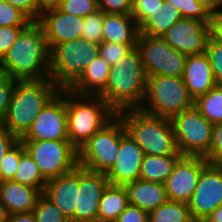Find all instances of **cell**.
I'll return each instance as SVG.
<instances>
[{"label":"cell","mask_w":222,"mask_h":222,"mask_svg":"<svg viewBox=\"0 0 222 222\" xmlns=\"http://www.w3.org/2000/svg\"><path fill=\"white\" fill-rule=\"evenodd\" d=\"M0 69L14 80L50 78V50L42 26L31 22L0 61Z\"/></svg>","instance_id":"obj_1"},{"label":"cell","mask_w":222,"mask_h":222,"mask_svg":"<svg viewBox=\"0 0 222 222\" xmlns=\"http://www.w3.org/2000/svg\"><path fill=\"white\" fill-rule=\"evenodd\" d=\"M147 75L140 51L134 47L111 66L105 90L99 95L118 114L140 109L146 94Z\"/></svg>","instance_id":"obj_2"},{"label":"cell","mask_w":222,"mask_h":222,"mask_svg":"<svg viewBox=\"0 0 222 222\" xmlns=\"http://www.w3.org/2000/svg\"><path fill=\"white\" fill-rule=\"evenodd\" d=\"M61 89L50 79L15 80V87L0 126L21 139L38 113Z\"/></svg>","instance_id":"obj_3"},{"label":"cell","mask_w":222,"mask_h":222,"mask_svg":"<svg viewBox=\"0 0 222 222\" xmlns=\"http://www.w3.org/2000/svg\"><path fill=\"white\" fill-rule=\"evenodd\" d=\"M117 115L144 155H182L176 144L171 119L150 115L141 109L123 110Z\"/></svg>","instance_id":"obj_4"},{"label":"cell","mask_w":222,"mask_h":222,"mask_svg":"<svg viewBox=\"0 0 222 222\" xmlns=\"http://www.w3.org/2000/svg\"><path fill=\"white\" fill-rule=\"evenodd\" d=\"M66 111L68 138L77 149L117 115L100 96L78 95L69 89Z\"/></svg>","instance_id":"obj_5"},{"label":"cell","mask_w":222,"mask_h":222,"mask_svg":"<svg viewBox=\"0 0 222 222\" xmlns=\"http://www.w3.org/2000/svg\"><path fill=\"white\" fill-rule=\"evenodd\" d=\"M99 46L82 37L56 45L50 51V79L61 90L69 89L99 55Z\"/></svg>","instance_id":"obj_6"},{"label":"cell","mask_w":222,"mask_h":222,"mask_svg":"<svg viewBox=\"0 0 222 222\" xmlns=\"http://www.w3.org/2000/svg\"><path fill=\"white\" fill-rule=\"evenodd\" d=\"M145 105L141 110L147 114L172 119L177 114L194 106L183 77L147 76Z\"/></svg>","instance_id":"obj_7"},{"label":"cell","mask_w":222,"mask_h":222,"mask_svg":"<svg viewBox=\"0 0 222 222\" xmlns=\"http://www.w3.org/2000/svg\"><path fill=\"white\" fill-rule=\"evenodd\" d=\"M120 148V117L116 115L78 149V165L107 173L114 165Z\"/></svg>","instance_id":"obj_8"},{"label":"cell","mask_w":222,"mask_h":222,"mask_svg":"<svg viewBox=\"0 0 222 222\" xmlns=\"http://www.w3.org/2000/svg\"><path fill=\"white\" fill-rule=\"evenodd\" d=\"M22 142L47 181L78 166V149L69 140Z\"/></svg>","instance_id":"obj_9"},{"label":"cell","mask_w":222,"mask_h":222,"mask_svg":"<svg viewBox=\"0 0 222 222\" xmlns=\"http://www.w3.org/2000/svg\"><path fill=\"white\" fill-rule=\"evenodd\" d=\"M176 144L183 156L204 157L211 145L213 124L193 106L171 119Z\"/></svg>","instance_id":"obj_10"},{"label":"cell","mask_w":222,"mask_h":222,"mask_svg":"<svg viewBox=\"0 0 222 222\" xmlns=\"http://www.w3.org/2000/svg\"><path fill=\"white\" fill-rule=\"evenodd\" d=\"M136 47L147 76L183 77L187 55L174 49L161 37L139 34Z\"/></svg>","instance_id":"obj_11"},{"label":"cell","mask_w":222,"mask_h":222,"mask_svg":"<svg viewBox=\"0 0 222 222\" xmlns=\"http://www.w3.org/2000/svg\"><path fill=\"white\" fill-rule=\"evenodd\" d=\"M21 141L69 140L66 89L60 90L38 113Z\"/></svg>","instance_id":"obj_12"},{"label":"cell","mask_w":222,"mask_h":222,"mask_svg":"<svg viewBox=\"0 0 222 222\" xmlns=\"http://www.w3.org/2000/svg\"><path fill=\"white\" fill-rule=\"evenodd\" d=\"M222 205V172L215 163H208L200 175L188 207L194 221L206 218Z\"/></svg>","instance_id":"obj_13"},{"label":"cell","mask_w":222,"mask_h":222,"mask_svg":"<svg viewBox=\"0 0 222 222\" xmlns=\"http://www.w3.org/2000/svg\"><path fill=\"white\" fill-rule=\"evenodd\" d=\"M208 163L204 157L182 156L164 182L168 201L188 203Z\"/></svg>","instance_id":"obj_14"},{"label":"cell","mask_w":222,"mask_h":222,"mask_svg":"<svg viewBox=\"0 0 222 222\" xmlns=\"http://www.w3.org/2000/svg\"><path fill=\"white\" fill-rule=\"evenodd\" d=\"M161 38L185 55L203 54L206 53L210 38V23L182 18Z\"/></svg>","instance_id":"obj_15"},{"label":"cell","mask_w":222,"mask_h":222,"mask_svg":"<svg viewBox=\"0 0 222 222\" xmlns=\"http://www.w3.org/2000/svg\"><path fill=\"white\" fill-rule=\"evenodd\" d=\"M38 23L51 51L58 44L81 38L84 18L67 14L52 4L43 7Z\"/></svg>","instance_id":"obj_16"},{"label":"cell","mask_w":222,"mask_h":222,"mask_svg":"<svg viewBox=\"0 0 222 222\" xmlns=\"http://www.w3.org/2000/svg\"><path fill=\"white\" fill-rule=\"evenodd\" d=\"M143 157V150L126 132L120 118V148L114 165L106 173L109 183L124 186L139 180Z\"/></svg>","instance_id":"obj_17"},{"label":"cell","mask_w":222,"mask_h":222,"mask_svg":"<svg viewBox=\"0 0 222 222\" xmlns=\"http://www.w3.org/2000/svg\"><path fill=\"white\" fill-rule=\"evenodd\" d=\"M109 184L105 173L92 172L79 165L78 209H75V222H98L99 201Z\"/></svg>","instance_id":"obj_18"},{"label":"cell","mask_w":222,"mask_h":222,"mask_svg":"<svg viewBox=\"0 0 222 222\" xmlns=\"http://www.w3.org/2000/svg\"><path fill=\"white\" fill-rule=\"evenodd\" d=\"M79 165L72 171L47 181L43 195L53 202L61 212L75 222L78 209Z\"/></svg>","instance_id":"obj_19"},{"label":"cell","mask_w":222,"mask_h":222,"mask_svg":"<svg viewBox=\"0 0 222 222\" xmlns=\"http://www.w3.org/2000/svg\"><path fill=\"white\" fill-rule=\"evenodd\" d=\"M183 80L194 100L217 85L207 53L187 55Z\"/></svg>","instance_id":"obj_20"},{"label":"cell","mask_w":222,"mask_h":222,"mask_svg":"<svg viewBox=\"0 0 222 222\" xmlns=\"http://www.w3.org/2000/svg\"><path fill=\"white\" fill-rule=\"evenodd\" d=\"M42 192L21 183L11 181L0 182V203L9 215L23 212H33Z\"/></svg>","instance_id":"obj_21"},{"label":"cell","mask_w":222,"mask_h":222,"mask_svg":"<svg viewBox=\"0 0 222 222\" xmlns=\"http://www.w3.org/2000/svg\"><path fill=\"white\" fill-rule=\"evenodd\" d=\"M128 202L148 213L168 201L165 186L162 183L136 180L124 185Z\"/></svg>","instance_id":"obj_22"},{"label":"cell","mask_w":222,"mask_h":222,"mask_svg":"<svg viewBox=\"0 0 222 222\" xmlns=\"http://www.w3.org/2000/svg\"><path fill=\"white\" fill-rule=\"evenodd\" d=\"M110 69L111 65L98 55L69 90L78 95L99 96L105 90Z\"/></svg>","instance_id":"obj_23"},{"label":"cell","mask_w":222,"mask_h":222,"mask_svg":"<svg viewBox=\"0 0 222 222\" xmlns=\"http://www.w3.org/2000/svg\"><path fill=\"white\" fill-rule=\"evenodd\" d=\"M139 27L128 14L105 13L102 42L137 44Z\"/></svg>","instance_id":"obj_24"},{"label":"cell","mask_w":222,"mask_h":222,"mask_svg":"<svg viewBox=\"0 0 222 222\" xmlns=\"http://www.w3.org/2000/svg\"><path fill=\"white\" fill-rule=\"evenodd\" d=\"M128 205L126 188L109 184L99 201L98 222H115Z\"/></svg>","instance_id":"obj_25"},{"label":"cell","mask_w":222,"mask_h":222,"mask_svg":"<svg viewBox=\"0 0 222 222\" xmlns=\"http://www.w3.org/2000/svg\"><path fill=\"white\" fill-rule=\"evenodd\" d=\"M182 156L183 155H144L140 169V180L164 184L172 173L175 164Z\"/></svg>","instance_id":"obj_26"},{"label":"cell","mask_w":222,"mask_h":222,"mask_svg":"<svg viewBox=\"0 0 222 222\" xmlns=\"http://www.w3.org/2000/svg\"><path fill=\"white\" fill-rule=\"evenodd\" d=\"M180 19V12L171 4L165 3L139 26V34L161 37Z\"/></svg>","instance_id":"obj_27"},{"label":"cell","mask_w":222,"mask_h":222,"mask_svg":"<svg viewBox=\"0 0 222 222\" xmlns=\"http://www.w3.org/2000/svg\"><path fill=\"white\" fill-rule=\"evenodd\" d=\"M194 107L211 124L222 122V84L194 100Z\"/></svg>","instance_id":"obj_28"},{"label":"cell","mask_w":222,"mask_h":222,"mask_svg":"<svg viewBox=\"0 0 222 222\" xmlns=\"http://www.w3.org/2000/svg\"><path fill=\"white\" fill-rule=\"evenodd\" d=\"M13 181L37 188L42 193L47 183V180L42 176L39 167L27 151L20 156V163Z\"/></svg>","instance_id":"obj_29"},{"label":"cell","mask_w":222,"mask_h":222,"mask_svg":"<svg viewBox=\"0 0 222 222\" xmlns=\"http://www.w3.org/2000/svg\"><path fill=\"white\" fill-rule=\"evenodd\" d=\"M188 203L167 201L149 213V222H193Z\"/></svg>","instance_id":"obj_30"},{"label":"cell","mask_w":222,"mask_h":222,"mask_svg":"<svg viewBox=\"0 0 222 222\" xmlns=\"http://www.w3.org/2000/svg\"><path fill=\"white\" fill-rule=\"evenodd\" d=\"M177 9L182 18L199 20L210 23L211 8L205 0H165Z\"/></svg>","instance_id":"obj_31"},{"label":"cell","mask_w":222,"mask_h":222,"mask_svg":"<svg viewBox=\"0 0 222 222\" xmlns=\"http://www.w3.org/2000/svg\"><path fill=\"white\" fill-rule=\"evenodd\" d=\"M25 151V146L21 140L8 150L0 162V182L14 180L20 163V156Z\"/></svg>","instance_id":"obj_32"},{"label":"cell","mask_w":222,"mask_h":222,"mask_svg":"<svg viewBox=\"0 0 222 222\" xmlns=\"http://www.w3.org/2000/svg\"><path fill=\"white\" fill-rule=\"evenodd\" d=\"M33 213L36 222H70L61 210L43 194L38 198Z\"/></svg>","instance_id":"obj_33"},{"label":"cell","mask_w":222,"mask_h":222,"mask_svg":"<svg viewBox=\"0 0 222 222\" xmlns=\"http://www.w3.org/2000/svg\"><path fill=\"white\" fill-rule=\"evenodd\" d=\"M55 5L67 14L83 18L99 10L97 0H58Z\"/></svg>","instance_id":"obj_34"},{"label":"cell","mask_w":222,"mask_h":222,"mask_svg":"<svg viewBox=\"0 0 222 222\" xmlns=\"http://www.w3.org/2000/svg\"><path fill=\"white\" fill-rule=\"evenodd\" d=\"M104 18L105 13L101 10H97L95 13L85 17L81 37L85 40L100 44L102 42Z\"/></svg>","instance_id":"obj_35"},{"label":"cell","mask_w":222,"mask_h":222,"mask_svg":"<svg viewBox=\"0 0 222 222\" xmlns=\"http://www.w3.org/2000/svg\"><path fill=\"white\" fill-rule=\"evenodd\" d=\"M32 21L19 9L0 0V26L27 27Z\"/></svg>","instance_id":"obj_36"},{"label":"cell","mask_w":222,"mask_h":222,"mask_svg":"<svg viewBox=\"0 0 222 222\" xmlns=\"http://www.w3.org/2000/svg\"><path fill=\"white\" fill-rule=\"evenodd\" d=\"M134 47H136V44L101 42L99 55L105 59L109 65L113 66Z\"/></svg>","instance_id":"obj_37"},{"label":"cell","mask_w":222,"mask_h":222,"mask_svg":"<svg viewBox=\"0 0 222 222\" xmlns=\"http://www.w3.org/2000/svg\"><path fill=\"white\" fill-rule=\"evenodd\" d=\"M165 4V0H133L131 16L135 19L138 27Z\"/></svg>","instance_id":"obj_38"},{"label":"cell","mask_w":222,"mask_h":222,"mask_svg":"<svg viewBox=\"0 0 222 222\" xmlns=\"http://www.w3.org/2000/svg\"><path fill=\"white\" fill-rule=\"evenodd\" d=\"M206 53L210 60L215 82L222 84V43L210 37L207 43Z\"/></svg>","instance_id":"obj_39"},{"label":"cell","mask_w":222,"mask_h":222,"mask_svg":"<svg viewBox=\"0 0 222 222\" xmlns=\"http://www.w3.org/2000/svg\"><path fill=\"white\" fill-rule=\"evenodd\" d=\"M15 87V80L0 69V122L6 114Z\"/></svg>","instance_id":"obj_40"},{"label":"cell","mask_w":222,"mask_h":222,"mask_svg":"<svg viewBox=\"0 0 222 222\" xmlns=\"http://www.w3.org/2000/svg\"><path fill=\"white\" fill-rule=\"evenodd\" d=\"M13 7L19 9L32 22H38L43 11V5L39 0H5Z\"/></svg>","instance_id":"obj_41"},{"label":"cell","mask_w":222,"mask_h":222,"mask_svg":"<svg viewBox=\"0 0 222 222\" xmlns=\"http://www.w3.org/2000/svg\"><path fill=\"white\" fill-rule=\"evenodd\" d=\"M133 0H97L98 9L104 13L131 15Z\"/></svg>","instance_id":"obj_42"},{"label":"cell","mask_w":222,"mask_h":222,"mask_svg":"<svg viewBox=\"0 0 222 222\" xmlns=\"http://www.w3.org/2000/svg\"><path fill=\"white\" fill-rule=\"evenodd\" d=\"M222 157V122L213 125L212 140L208 153L204 158L209 163H214Z\"/></svg>","instance_id":"obj_43"},{"label":"cell","mask_w":222,"mask_h":222,"mask_svg":"<svg viewBox=\"0 0 222 222\" xmlns=\"http://www.w3.org/2000/svg\"><path fill=\"white\" fill-rule=\"evenodd\" d=\"M26 27L0 26V61L13 45L19 33Z\"/></svg>","instance_id":"obj_44"},{"label":"cell","mask_w":222,"mask_h":222,"mask_svg":"<svg viewBox=\"0 0 222 222\" xmlns=\"http://www.w3.org/2000/svg\"><path fill=\"white\" fill-rule=\"evenodd\" d=\"M115 222H149V213L129 204Z\"/></svg>","instance_id":"obj_45"},{"label":"cell","mask_w":222,"mask_h":222,"mask_svg":"<svg viewBox=\"0 0 222 222\" xmlns=\"http://www.w3.org/2000/svg\"><path fill=\"white\" fill-rule=\"evenodd\" d=\"M210 37L222 43V10L220 7L211 9Z\"/></svg>","instance_id":"obj_46"},{"label":"cell","mask_w":222,"mask_h":222,"mask_svg":"<svg viewBox=\"0 0 222 222\" xmlns=\"http://www.w3.org/2000/svg\"><path fill=\"white\" fill-rule=\"evenodd\" d=\"M20 139L8 131L6 128L0 126V162L4 155L12 148Z\"/></svg>","instance_id":"obj_47"},{"label":"cell","mask_w":222,"mask_h":222,"mask_svg":"<svg viewBox=\"0 0 222 222\" xmlns=\"http://www.w3.org/2000/svg\"><path fill=\"white\" fill-rule=\"evenodd\" d=\"M8 222H36L33 212L15 213L9 215Z\"/></svg>","instance_id":"obj_48"},{"label":"cell","mask_w":222,"mask_h":222,"mask_svg":"<svg viewBox=\"0 0 222 222\" xmlns=\"http://www.w3.org/2000/svg\"><path fill=\"white\" fill-rule=\"evenodd\" d=\"M204 222H222V205L218 206Z\"/></svg>","instance_id":"obj_49"},{"label":"cell","mask_w":222,"mask_h":222,"mask_svg":"<svg viewBox=\"0 0 222 222\" xmlns=\"http://www.w3.org/2000/svg\"><path fill=\"white\" fill-rule=\"evenodd\" d=\"M9 213L5 207L0 203V222H8Z\"/></svg>","instance_id":"obj_50"},{"label":"cell","mask_w":222,"mask_h":222,"mask_svg":"<svg viewBox=\"0 0 222 222\" xmlns=\"http://www.w3.org/2000/svg\"><path fill=\"white\" fill-rule=\"evenodd\" d=\"M205 2L211 9L222 7V0H205Z\"/></svg>","instance_id":"obj_51"},{"label":"cell","mask_w":222,"mask_h":222,"mask_svg":"<svg viewBox=\"0 0 222 222\" xmlns=\"http://www.w3.org/2000/svg\"><path fill=\"white\" fill-rule=\"evenodd\" d=\"M58 0H39V2L44 6L55 4Z\"/></svg>","instance_id":"obj_52"},{"label":"cell","mask_w":222,"mask_h":222,"mask_svg":"<svg viewBox=\"0 0 222 222\" xmlns=\"http://www.w3.org/2000/svg\"><path fill=\"white\" fill-rule=\"evenodd\" d=\"M216 166L221 170L222 172V157L214 162Z\"/></svg>","instance_id":"obj_53"}]
</instances>
